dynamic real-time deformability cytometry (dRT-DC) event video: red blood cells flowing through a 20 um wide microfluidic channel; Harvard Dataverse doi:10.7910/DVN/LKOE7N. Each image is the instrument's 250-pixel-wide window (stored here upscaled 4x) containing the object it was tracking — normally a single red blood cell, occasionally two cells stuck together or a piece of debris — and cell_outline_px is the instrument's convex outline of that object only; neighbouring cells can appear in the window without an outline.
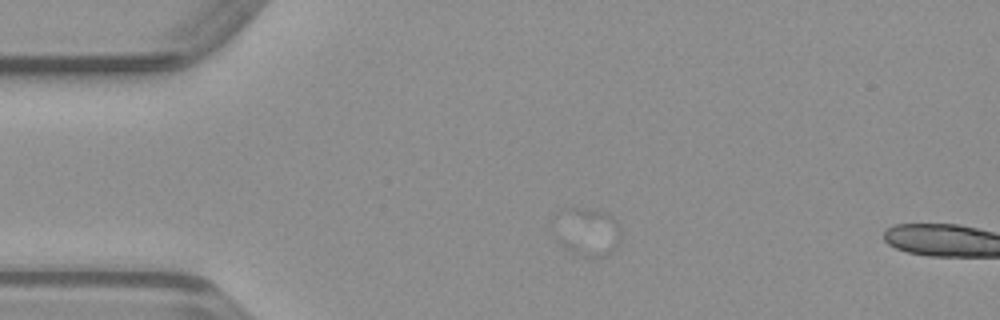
{"species": "common noctule bat (a hibernating species)", "species_latin": "Nyctalus noctula", "temperature_condition": "warm", "stored_images_in_passage": 9, "segment_of_instrument_passage": [1, 2], "camera_frame_rate_fps": 3000, "um_per_image_px": 0.085, "animal": {"sex": "male", "body_mass_g": 23.1, "forearm_length_mm": 52.7}, "frame": {"image": 1, "passage_image": 5, "time_ms": 1.333, "image_size_px": [1000, 320], "cell_outline_px": [[620, 232], [616, 248], [608, 256], [592, 260], [588, 260], [572, 252], [556, 240], [552, 236], [564, 208], [588, 208], [604, 212], [616, 224]], "centroid_in_image_um": [49.9, 19.79], "position_along_channel_um": 35.1, "area_um2": 18.67}}